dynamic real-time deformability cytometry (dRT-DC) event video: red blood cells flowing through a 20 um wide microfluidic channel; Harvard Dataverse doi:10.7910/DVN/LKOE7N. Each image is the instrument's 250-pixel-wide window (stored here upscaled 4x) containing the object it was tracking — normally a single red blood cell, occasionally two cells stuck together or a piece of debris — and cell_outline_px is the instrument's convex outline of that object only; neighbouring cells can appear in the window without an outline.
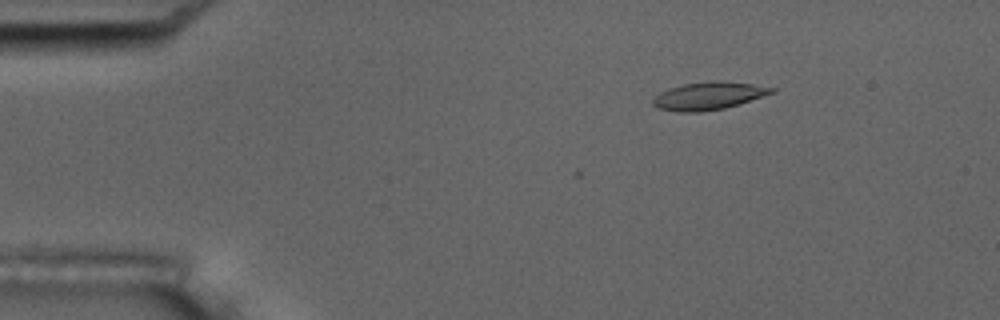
{"species": "common noctule bat (a hibernating species)", "species_latin": "Nyctalus noctula", "temperature_condition": "room temperature", "stored_images_in_passage": 5, "camera_frame_rate_fps": 3000, "um_per_image_px": 0.085, "animal": {"sex": "male", "body_mass_g": 17.5, "forearm_length_mm": 52.3}, "frame": {"image": 1, "passage_image": 5, "time_ms": 1.333, "image_size_px": [1000, 320], "cell_outline_px": [[776, 92], [724, 108], [700, 112], [680, 112], [656, 108], [652, 104], [652, 100], [660, 92], [668, 88], [684, 84], [712, 80], [720, 80], [752, 84], [776, 88]], "centroid_in_image_um": [60.21, 8.14], "position_along_channel_um": 24.8, "area_um2": 19.19}}